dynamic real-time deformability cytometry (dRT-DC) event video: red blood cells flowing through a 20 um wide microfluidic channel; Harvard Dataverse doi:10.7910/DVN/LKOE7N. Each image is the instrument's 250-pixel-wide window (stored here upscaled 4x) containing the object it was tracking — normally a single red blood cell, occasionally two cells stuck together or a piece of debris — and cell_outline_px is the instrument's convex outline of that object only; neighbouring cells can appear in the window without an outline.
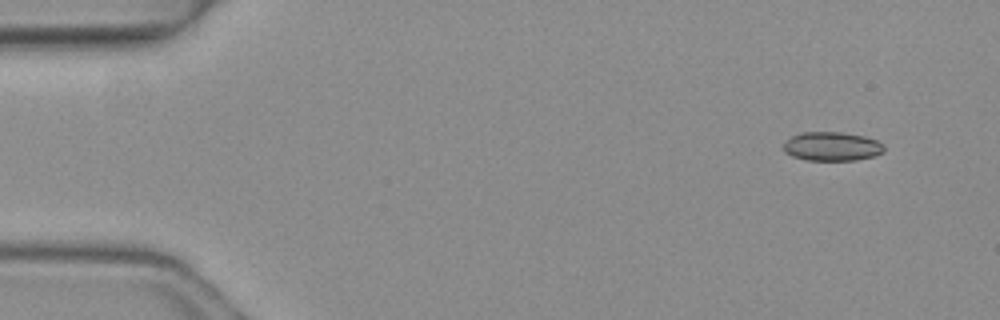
{"species": "common noctule bat (a hibernating species)", "species_latin": "Nyctalus noctula", "temperature_condition": "warm", "stored_images_in_passage": 3, "camera_frame_rate_fps": 3000, "um_per_image_px": 0.085, "animal": {"sex": "female", "body_mass_g": 19.3, "forearm_length_mm": 54.1}, "frame": {"image": 1, "passage_image": 1, "time_ms": 0.0, "image_size_px": [1000, 320], "cell_outline_px": [[884, 152], [872, 156], [856, 160], [808, 160], [792, 156], [784, 152], [784, 140], [792, 136], [804, 132], [840, 132], [864, 136], [876, 140], [884, 144]], "centroid_in_image_um": [70.7, 12.44], "position_along_channel_um": 14.3, "area_um2": 16.94}}
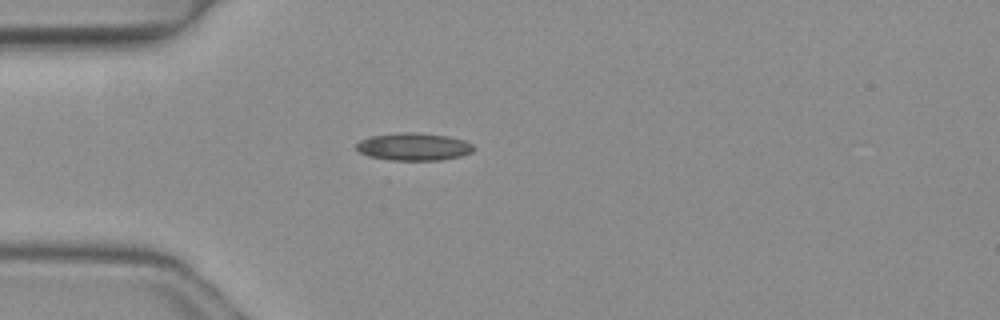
{"frame": {"image": 2, "passage_image": 3, "time_ms": 0.667, "image_size_px": [1000, 320], "cell_outline_px": [[476, 148], [472, 152], [460, 156], [440, 160], [392, 160], [368, 156], [360, 152], [356, 148], [356, 144], [360, 140], [372, 136], [408, 132], [412, 132], [448, 136], [464, 140], [472, 144]], "centroid_in_image_um": [35.19, 12.48], "position_along_channel_um": 49.8, "area_um2": 18.67}}